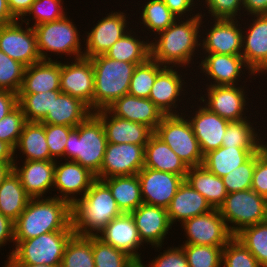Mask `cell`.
Instances as JSON below:
<instances>
[{"label":"cell","mask_w":267,"mask_h":267,"mask_svg":"<svg viewBox=\"0 0 267 267\" xmlns=\"http://www.w3.org/2000/svg\"><path fill=\"white\" fill-rule=\"evenodd\" d=\"M201 12L190 18H177L166 30L155 38L153 36L154 40L150 41L151 58L162 66L192 67L195 63L192 57L201 55L198 54L201 53L198 50L201 48V28H206L202 19L209 16Z\"/></svg>","instance_id":"cell-1"},{"label":"cell","mask_w":267,"mask_h":267,"mask_svg":"<svg viewBox=\"0 0 267 267\" xmlns=\"http://www.w3.org/2000/svg\"><path fill=\"white\" fill-rule=\"evenodd\" d=\"M53 231H73L71 205L52 196L30 198L25 210L14 222L15 245Z\"/></svg>","instance_id":"cell-2"},{"label":"cell","mask_w":267,"mask_h":267,"mask_svg":"<svg viewBox=\"0 0 267 267\" xmlns=\"http://www.w3.org/2000/svg\"><path fill=\"white\" fill-rule=\"evenodd\" d=\"M121 214L109 187L96 178L84 196L71 206L72 229L79 236H97Z\"/></svg>","instance_id":"cell-3"},{"label":"cell","mask_w":267,"mask_h":267,"mask_svg":"<svg viewBox=\"0 0 267 267\" xmlns=\"http://www.w3.org/2000/svg\"><path fill=\"white\" fill-rule=\"evenodd\" d=\"M107 144L102 121L92 113L70 131L64 160L77 162L96 176L100 172Z\"/></svg>","instance_id":"cell-4"},{"label":"cell","mask_w":267,"mask_h":267,"mask_svg":"<svg viewBox=\"0 0 267 267\" xmlns=\"http://www.w3.org/2000/svg\"><path fill=\"white\" fill-rule=\"evenodd\" d=\"M94 69L93 112L106 109L116 99L128 94L137 64L118 61L105 54L90 58Z\"/></svg>","instance_id":"cell-5"},{"label":"cell","mask_w":267,"mask_h":267,"mask_svg":"<svg viewBox=\"0 0 267 267\" xmlns=\"http://www.w3.org/2000/svg\"><path fill=\"white\" fill-rule=\"evenodd\" d=\"M74 231H53L19 241L7 255L4 264H46L61 266L65 247Z\"/></svg>","instance_id":"cell-6"},{"label":"cell","mask_w":267,"mask_h":267,"mask_svg":"<svg viewBox=\"0 0 267 267\" xmlns=\"http://www.w3.org/2000/svg\"><path fill=\"white\" fill-rule=\"evenodd\" d=\"M33 28L42 60H53L50 55L52 53L57 54L56 56L59 55V58H63L64 55L71 59L84 56V49L81 46L84 41L80 38L82 35L70 16L68 18L66 15L60 20L42 23Z\"/></svg>","instance_id":"cell-7"},{"label":"cell","mask_w":267,"mask_h":267,"mask_svg":"<svg viewBox=\"0 0 267 267\" xmlns=\"http://www.w3.org/2000/svg\"><path fill=\"white\" fill-rule=\"evenodd\" d=\"M218 210L234 236L245 227L267 221L266 198L252 189L228 193Z\"/></svg>","instance_id":"cell-8"},{"label":"cell","mask_w":267,"mask_h":267,"mask_svg":"<svg viewBox=\"0 0 267 267\" xmlns=\"http://www.w3.org/2000/svg\"><path fill=\"white\" fill-rule=\"evenodd\" d=\"M154 133L178 155L188 168L202 165L203 154L198 140L187 116L183 113L164 115Z\"/></svg>","instance_id":"cell-9"},{"label":"cell","mask_w":267,"mask_h":267,"mask_svg":"<svg viewBox=\"0 0 267 267\" xmlns=\"http://www.w3.org/2000/svg\"><path fill=\"white\" fill-rule=\"evenodd\" d=\"M245 80L246 81L241 82L242 84L240 86H205L206 90H200V92L205 91V94H200V98L197 97L198 102L200 101V104L202 103L210 111L228 121L246 119L247 117H250L248 115L249 111H247L248 107H250L248 105L250 102L249 98L246 97L248 96L246 94L248 91L245 90L247 79ZM245 106L248 107L246 108ZM246 114L248 116H246Z\"/></svg>","instance_id":"cell-10"},{"label":"cell","mask_w":267,"mask_h":267,"mask_svg":"<svg viewBox=\"0 0 267 267\" xmlns=\"http://www.w3.org/2000/svg\"><path fill=\"white\" fill-rule=\"evenodd\" d=\"M181 227L186 237L183 244L223 248L234 237L218 209L187 219Z\"/></svg>","instance_id":"cell-11"},{"label":"cell","mask_w":267,"mask_h":267,"mask_svg":"<svg viewBox=\"0 0 267 267\" xmlns=\"http://www.w3.org/2000/svg\"><path fill=\"white\" fill-rule=\"evenodd\" d=\"M182 70L183 69L180 70V67L174 68V67L165 66L156 76V79L154 81V84L152 86V89H151V92L148 98L157 106V108L163 113V115H178V114H182L183 111L190 112V113L192 112V111H186V110H189L190 108L188 109L184 108L182 110L179 107V104L182 101L186 100L183 98H185V96L189 94L186 91V88L188 87V85H184L188 83L185 82L186 76L183 74V72H181ZM177 108L178 109L180 108V109L178 110Z\"/></svg>","instance_id":"cell-12"},{"label":"cell","mask_w":267,"mask_h":267,"mask_svg":"<svg viewBox=\"0 0 267 267\" xmlns=\"http://www.w3.org/2000/svg\"><path fill=\"white\" fill-rule=\"evenodd\" d=\"M21 22V23H20ZM22 20L0 27V50L25 67L42 61L34 28Z\"/></svg>","instance_id":"cell-13"},{"label":"cell","mask_w":267,"mask_h":267,"mask_svg":"<svg viewBox=\"0 0 267 267\" xmlns=\"http://www.w3.org/2000/svg\"><path fill=\"white\" fill-rule=\"evenodd\" d=\"M201 62L197 66L201 74L209 80L206 86L240 85L243 75L247 78L257 77L244 62L241 55H224L217 53H200ZM246 69V70H244ZM245 71V72H244ZM243 74V75H242ZM241 77V78H240ZM211 80V81H210Z\"/></svg>","instance_id":"cell-14"},{"label":"cell","mask_w":267,"mask_h":267,"mask_svg":"<svg viewBox=\"0 0 267 267\" xmlns=\"http://www.w3.org/2000/svg\"><path fill=\"white\" fill-rule=\"evenodd\" d=\"M124 12L119 10L105 14V17L93 25L91 31L85 33L84 37L87 38H82L85 43L84 57L93 58L105 54L117 40L129 31L128 27L131 26L128 25L130 23V21L128 22L129 13L127 15V12Z\"/></svg>","instance_id":"cell-15"},{"label":"cell","mask_w":267,"mask_h":267,"mask_svg":"<svg viewBox=\"0 0 267 267\" xmlns=\"http://www.w3.org/2000/svg\"><path fill=\"white\" fill-rule=\"evenodd\" d=\"M208 29L201 30V52L224 55H241L242 23L238 19H211ZM205 33V34H204ZM204 34V35H203ZM206 35V36H205ZM205 36V37H204Z\"/></svg>","instance_id":"cell-16"},{"label":"cell","mask_w":267,"mask_h":267,"mask_svg":"<svg viewBox=\"0 0 267 267\" xmlns=\"http://www.w3.org/2000/svg\"><path fill=\"white\" fill-rule=\"evenodd\" d=\"M145 146L108 143L97 179L135 175L144 167Z\"/></svg>","instance_id":"cell-17"},{"label":"cell","mask_w":267,"mask_h":267,"mask_svg":"<svg viewBox=\"0 0 267 267\" xmlns=\"http://www.w3.org/2000/svg\"><path fill=\"white\" fill-rule=\"evenodd\" d=\"M61 61L60 90L86 103L93 111L94 69L90 58Z\"/></svg>","instance_id":"cell-18"},{"label":"cell","mask_w":267,"mask_h":267,"mask_svg":"<svg viewBox=\"0 0 267 267\" xmlns=\"http://www.w3.org/2000/svg\"><path fill=\"white\" fill-rule=\"evenodd\" d=\"M61 161H55L53 191L57 190V194L53 197L67 201L72 206L77 199L84 196L96 177L77 162Z\"/></svg>","instance_id":"cell-19"},{"label":"cell","mask_w":267,"mask_h":267,"mask_svg":"<svg viewBox=\"0 0 267 267\" xmlns=\"http://www.w3.org/2000/svg\"><path fill=\"white\" fill-rule=\"evenodd\" d=\"M251 22L242 27V53L246 65L256 76L267 74V14L252 15ZM261 73V74H260Z\"/></svg>","instance_id":"cell-20"},{"label":"cell","mask_w":267,"mask_h":267,"mask_svg":"<svg viewBox=\"0 0 267 267\" xmlns=\"http://www.w3.org/2000/svg\"><path fill=\"white\" fill-rule=\"evenodd\" d=\"M144 204L168 208L183 176L143 167L137 174Z\"/></svg>","instance_id":"cell-21"},{"label":"cell","mask_w":267,"mask_h":267,"mask_svg":"<svg viewBox=\"0 0 267 267\" xmlns=\"http://www.w3.org/2000/svg\"><path fill=\"white\" fill-rule=\"evenodd\" d=\"M136 223L139 237L146 246L151 245L158 252L164 246L163 242L167 234L171 233L172 224L170 222L167 209L142 203L131 212ZM163 245V246H162Z\"/></svg>","instance_id":"cell-22"},{"label":"cell","mask_w":267,"mask_h":267,"mask_svg":"<svg viewBox=\"0 0 267 267\" xmlns=\"http://www.w3.org/2000/svg\"><path fill=\"white\" fill-rule=\"evenodd\" d=\"M198 106L193 110L192 116L185 112V116L190 122L192 130L198 140L201 153L204 155L211 150L222 146L223 136L229 121L210 111L204 105ZM194 114V115H193Z\"/></svg>","instance_id":"cell-23"},{"label":"cell","mask_w":267,"mask_h":267,"mask_svg":"<svg viewBox=\"0 0 267 267\" xmlns=\"http://www.w3.org/2000/svg\"><path fill=\"white\" fill-rule=\"evenodd\" d=\"M104 242L131 256L137 263L144 260L138 250L145 246L139 237L136 223L131 213H122L111 220L97 235Z\"/></svg>","instance_id":"cell-24"},{"label":"cell","mask_w":267,"mask_h":267,"mask_svg":"<svg viewBox=\"0 0 267 267\" xmlns=\"http://www.w3.org/2000/svg\"><path fill=\"white\" fill-rule=\"evenodd\" d=\"M21 161L19 166L18 161L14 162V172L30 198H44L53 191L55 160Z\"/></svg>","instance_id":"cell-25"},{"label":"cell","mask_w":267,"mask_h":267,"mask_svg":"<svg viewBox=\"0 0 267 267\" xmlns=\"http://www.w3.org/2000/svg\"><path fill=\"white\" fill-rule=\"evenodd\" d=\"M104 126L108 143H130L145 146L154 131L145 124L112 115L107 109L93 112Z\"/></svg>","instance_id":"cell-26"},{"label":"cell","mask_w":267,"mask_h":267,"mask_svg":"<svg viewBox=\"0 0 267 267\" xmlns=\"http://www.w3.org/2000/svg\"><path fill=\"white\" fill-rule=\"evenodd\" d=\"M106 109L114 116L145 124L153 131L164 116L149 98H139L129 94L116 99Z\"/></svg>","instance_id":"cell-27"},{"label":"cell","mask_w":267,"mask_h":267,"mask_svg":"<svg viewBox=\"0 0 267 267\" xmlns=\"http://www.w3.org/2000/svg\"><path fill=\"white\" fill-rule=\"evenodd\" d=\"M213 210L205 197L197 192L186 179L180 184L177 193L172 198L167 213L171 224L180 222L195 216L203 215Z\"/></svg>","instance_id":"cell-28"},{"label":"cell","mask_w":267,"mask_h":267,"mask_svg":"<svg viewBox=\"0 0 267 267\" xmlns=\"http://www.w3.org/2000/svg\"><path fill=\"white\" fill-rule=\"evenodd\" d=\"M92 113L90 107L80 99L61 91H53L52 108L41 122L76 127Z\"/></svg>","instance_id":"cell-29"},{"label":"cell","mask_w":267,"mask_h":267,"mask_svg":"<svg viewBox=\"0 0 267 267\" xmlns=\"http://www.w3.org/2000/svg\"><path fill=\"white\" fill-rule=\"evenodd\" d=\"M61 61L42 60L25 67L18 93H39L60 90Z\"/></svg>","instance_id":"cell-30"},{"label":"cell","mask_w":267,"mask_h":267,"mask_svg":"<svg viewBox=\"0 0 267 267\" xmlns=\"http://www.w3.org/2000/svg\"><path fill=\"white\" fill-rule=\"evenodd\" d=\"M144 167L186 178L188 167L155 133L145 145Z\"/></svg>","instance_id":"cell-31"},{"label":"cell","mask_w":267,"mask_h":267,"mask_svg":"<svg viewBox=\"0 0 267 267\" xmlns=\"http://www.w3.org/2000/svg\"><path fill=\"white\" fill-rule=\"evenodd\" d=\"M259 149L221 146L204 154L202 165L222 178L246 162Z\"/></svg>","instance_id":"cell-32"},{"label":"cell","mask_w":267,"mask_h":267,"mask_svg":"<svg viewBox=\"0 0 267 267\" xmlns=\"http://www.w3.org/2000/svg\"><path fill=\"white\" fill-rule=\"evenodd\" d=\"M135 28L125 33L119 40H117L105 55L111 59L124 61L134 64H142L151 57L150 41L151 38L144 39L143 36L136 34ZM142 38V40L140 39ZM146 40V41H144Z\"/></svg>","instance_id":"cell-33"},{"label":"cell","mask_w":267,"mask_h":267,"mask_svg":"<svg viewBox=\"0 0 267 267\" xmlns=\"http://www.w3.org/2000/svg\"><path fill=\"white\" fill-rule=\"evenodd\" d=\"M20 151L24 161L50 160V153L45 136V124L27 121L23 127L19 141L14 149L15 161Z\"/></svg>","instance_id":"cell-34"},{"label":"cell","mask_w":267,"mask_h":267,"mask_svg":"<svg viewBox=\"0 0 267 267\" xmlns=\"http://www.w3.org/2000/svg\"><path fill=\"white\" fill-rule=\"evenodd\" d=\"M185 179L205 197L213 209H218L224 203L228 193L223 179L211 173L203 165L189 167Z\"/></svg>","instance_id":"cell-35"},{"label":"cell","mask_w":267,"mask_h":267,"mask_svg":"<svg viewBox=\"0 0 267 267\" xmlns=\"http://www.w3.org/2000/svg\"><path fill=\"white\" fill-rule=\"evenodd\" d=\"M100 180L109 187L122 213H131L143 203L141 185L137 174Z\"/></svg>","instance_id":"cell-36"},{"label":"cell","mask_w":267,"mask_h":267,"mask_svg":"<svg viewBox=\"0 0 267 267\" xmlns=\"http://www.w3.org/2000/svg\"><path fill=\"white\" fill-rule=\"evenodd\" d=\"M29 200L19 176L13 170L0 185V213L15 222Z\"/></svg>","instance_id":"cell-37"},{"label":"cell","mask_w":267,"mask_h":267,"mask_svg":"<svg viewBox=\"0 0 267 267\" xmlns=\"http://www.w3.org/2000/svg\"><path fill=\"white\" fill-rule=\"evenodd\" d=\"M248 117L238 121H229L226 128L225 135L223 136L222 146L224 147H240V148H261L265 142V138L257 126L251 122ZM258 130V131H256Z\"/></svg>","instance_id":"cell-38"},{"label":"cell","mask_w":267,"mask_h":267,"mask_svg":"<svg viewBox=\"0 0 267 267\" xmlns=\"http://www.w3.org/2000/svg\"><path fill=\"white\" fill-rule=\"evenodd\" d=\"M139 8L140 17L139 21L142 28H146L144 32L146 35H157L158 33L166 30L178 17L173 14L167 5L162 0H147L143 6ZM142 22H141V21Z\"/></svg>","instance_id":"cell-39"},{"label":"cell","mask_w":267,"mask_h":267,"mask_svg":"<svg viewBox=\"0 0 267 267\" xmlns=\"http://www.w3.org/2000/svg\"><path fill=\"white\" fill-rule=\"evenodd\" d=\"M60 267H95L91 236L74 234L65 247Z\"/></svg>","instance_id":"cell-40"},{"label":"cell","mask_w":267,"mask_h":267,"mask_svg":"<svg viewBox=\"0 0 267 267\" xmlns=\"http://www.w3.org/2000/svg\"><path fill=\"white\" fill-rule=\"evenodd\" d=\"M235 237L253 254L261 267H267V221L245 227Z\"/></svg>","instance_id":"cell-41"},{"label":"cell","mask_w":267,"mask_h":267,"mask_svg":"<svg viewBox=\"0 0 267 267\" xmlns=\"http://www.w3.org/2000/svg\"><path fill=\"white\" fill-rule=\"evenodd\" d=\"M95 267H134L137 262L122 250L104 242L98 236H91Z\"/></svg>","instance_id":"cell-42"},{"label":"cell","mask_w":267,"mask_h":267,"mask_svg":"<svg viewBox=\"0 0 267 267\" xmlns=\"http://www.w3.org/2000/svg\"><path fill=\"white\" fill-rule=\"evenodd\" d=\"M151 57L135 67L129 85V95L148 98L157 74L164 68Z\"/></svg>","instance_id":"cell-43"},{"label":"cell","mask_w":267,"mask_h":267,"mask_svg":"<svg viewBox=\"0 0 267 267\" xmlns=\"http://www.w3.org/2000/svg\"><path fill=\"white\" fill-rule=\"evenodd\" d=\"M53 105V91L39 93H18V106L26 121L41 122Z\"/></svg>","instance_id":"cell-44"},{"label":"cell","mask_w":267,"mask_h":267,"mask_svg":"<svg viewBox=\"0 0 267 267\" xmlns=\"http://www.w3.org/2000/svg\"><path fill=\"white\" fill-rule=\"evenodd\" d=\"M63 3L64 0H35L32 3L31 9L26 14L30 18L24 17L22 21L27 25L32 23L29 21H34V24H31L34 27L42 23L60 20L67 15Z\"/></svg>","instance_id":"cell-45"},{"label":"cell","mask_w":267,"mask_h":267,"mask_svg":"<svg viewBox=\"0 0 267 267\" xmlns=\"http://www.w3.org/2000/svg\"><path fill=\"white\" fill-rule=\"evenodd\" d=\"M189 267H222V247L179 244Z\"/></svg>","instance_id":"cell-46"},{"label":"cell","mask_w":267,"mask_h":267,"mask_svg":"<svg viewBox=\"0 0 267 267\" xmlns=\"http://www.w3.org/2000/svg\"><path fill=\"white\" fill-rule=\"evenodd\" d=\"M25 66L0 50V90L18 94L24 76Z\"/></svg>","instance_id":"cell-47"},{"label":"cell","mask_w":267,"mask_h":267,"mask_svg":"<svg viewBox=\"0 0 267 267\" xmlns=\"http://www.w3.org/2000/svg\"><path fill=\"white\" fill-rule=\"evenodd\" d=\"M222 267H261L253 254L235 236L223 247Z\"/></svg>","instance_id":"cell-48"},{"label":"cell","mask_w":267,"mask_h":267,"mask_svg":"<svg viewBox=\"0 0 267 267\" xmlns=\"http://www.w3.org/2000/svg\"><path fill=\"white\" fill-rule=\"evenodd\" d=\"M255 168V153L236 169L222 177L227 193L251 189Z\"/></svg>","instance_id":"cell-49"},{"label":"cell","mask_w":267,"mask_h":267,"mask_svg":"<svg viewBox=\"0 0 267 267\" xmlns=\"http://www.w3.org/2000/svg\"><path fill=\"white\" fill-rule=\"evenodd\" d=\"M26 122L25 115L21 108L17 106L0 120V140L15 149Z\"/></svg>","instance_id":"cell-50"},{"label":"cell","mask_w":267,"mask_h":267,"mask_svg":"<svg viewBox=\"0 0 267 267\" xmlns=\"http://www.w3.org/2000/svg\"><path fill=\"white\" fill-rule=\"evenodd\" d=\"M198 2H201L199 6L203 3V7L208 10L207 13L211 16L209 19L241 20L243 16V0H198Z\"/></svg>","instance_id":"cell-51"},{"label":"cell","mask_w":267,"mask_h":267,"mask_svg":"<svg viewBox=\"0 0 267 267\" xmlns=\"http://www.w3.org/2000/svg\"><path fill=\"white\" fill-rule=\"evenodd\" d=\"M74 127L64 125L45 124V136L50 153V160H62L64 149L70 131Z\"/></svg>","instance_id":"cell-52"},{"label":"cell","mask_w":267,"mask_h":267,"mask_svg":"<svg viewBox=\"0 0 267 267\" xmlns=\"http://www.w3.org/2000/svg\"><path fill=\"white\" fill-rule=\"evenodd\" d=\"M251 189L267 199V144L255 153V168Z\"/></svg>","instance_id":"cell-53"},{"label":"cell","mask_w":267,"mask_h":267,"mask_svg":"<svg viewBox=\"0 0 267 267\" xmlns=\"http://www.w3.org/2000/svg\"><path fill=\"white\" fill-rule=\"evenodd\" d=\"M168 248V249H167ZM164 252L155 256L153 260L148 261V264L142 265L144 267H189L186 255L181 246H170L167 247ZM148 265V266H147Z\"/></svg>","instance_id":"cell-54"},{"label":"cell","mask_w":267,"mask_h":267,"mask_svg":"<svg viewBox=\"0 0 267 267\" xmlns=\"http://www.w3.org/2000/svg\"><path fill=\"white\" fill-rule=\"evenodd\" d=\"M162 1L167 5L170 11L173 14H175L178 18H185V16L186 18H190V17L197 16L200 14L199 11L198 13L193 14V12L196 11L195 8H198L197 7L198 0L197 1L196 0H162Z\"/></svg>","instance_id":"cell-55"},{"label":"cell","mask_w":267,"mask_h":267,"mask_svg":"<svg viewBox=\"0 0 267 267\" xmlns=\"http://www.w3.org/2000/svg\"><path fill=\"white\" fill-rule=\"evenodd\" d=\"M17 106L18 94L8 90H0V120L13 111Z\"/></svg>","instance_id":"cell-56"},{"label":"cell","mask_w":267,"mask_h":267,"mask_svg":"<svg viewBox=\"0 0 267 267\" xmlns=\"http://www.w3.org/2000/svg\"><path fill=\"white\" fill-rule=\"evenodd\" d=\"M7 243H13L11 247L15 246L14 222L0 213V249L2 250L1 247L6 246Z\"/></svg>","instance_id":"cell-57"},{"label":"cell","mask_w":267,"mask_h":267,"mask_svg":"<svg viewBox=\"0 0 267 267\" xmlns=\"http://www.w3.org/2000/svg\"><path fill=\"white\" fill-rule=\"evenodd\" d=\"M35 0H7L8 8L16 20H22Z\"/></svg>","instance_id":"cell-58"},{"label":"cell","mask_w":267,"mask_h":267,"mask_svg":"<svg viewBox=\"0 0 267 267\" xmlns=\"http://www.w3.org/2000/svg\"><path fill=\"white\" fill-rule=\"evenodd\" d=\"M261 14H267V0H243V17Z\"/></svg>","instance_id":"cell-59"},{"label":"cell","mask_w":267,"mask_h":267,"mask_svg":"<svg viewBox=\"0 0 267 267\" xmlns=\"http://www.w3.org/2000/svg\"><path fill=\"white\" fill-rule=\"evenodd\" d=\"M16 21V19L12 16L7 0H0V27L7 25Z\"/></svg>","instance_id":"cell-60"},{"label":"cell","mask_w":267,"mask_h":267,"mask_svg":"<svg viewBox=\"0 0 267 267\" xmlns=\"http://www.w3.org/2000/svg\"><path fill=\"white\" fill-rule=\"evenodd\" d=\"M0 162H15L14 149L0 140Z\"/></svg>","instance_id":"cell-61"},{"label":"cell","mask_w":267,"mask_h":267,"mask_svg":"<svg viewBox=\"0 0 267 267\" xmlns=\"http://www.w3.org/2000/svg\"><path fill=\"white\" fill-rule=\"evenodd\" d=\"M13 170L14 162H0V185Z\"/></svg>","instance_id":"cell-62"},{"label":"cell","mask_w":267,"mask_h":267,"mask_svg":"<svg viewBox=\"0 0 267 267\" xmlns=\"http://www.w3.org/2000/svg\"><path fill=\"white\" fill-rule=\"evenodd\" d=\"M2 267H57V266H51L46 264H4Z\"/></svg>","instance_id":"cell-63"},{"label":"cell","mask_w":267,"mask_h":267,"mask_svg":"<svg viewBox=\"0 0 267 267\" xmlns=\"http://www.w3.org/2000/svg\"><path fill=\"white\" fill-rule=\"evenodd\" d=\"M134 267H144V266H143L142 263L140 262V263H137Z\"/></svg>","instance_id":"cell-64"}]
</instances>
